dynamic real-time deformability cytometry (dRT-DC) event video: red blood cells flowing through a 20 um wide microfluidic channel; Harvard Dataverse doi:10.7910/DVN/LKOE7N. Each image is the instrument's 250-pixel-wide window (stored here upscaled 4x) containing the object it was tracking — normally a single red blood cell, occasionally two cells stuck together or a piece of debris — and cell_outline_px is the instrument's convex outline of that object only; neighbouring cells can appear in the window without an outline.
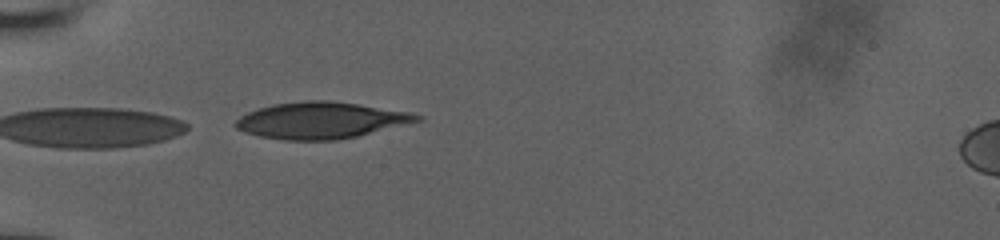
{"species": "human", "species_latin": "Homo sapiens", "temperature_condition": "room temperature", "stored_images_in_passage": 17, "camera_frame_rate_fps": 3000, "um_per_image_px": 0.085, "donor": {"sex": "male"}, "frame": {"image": 1, "passage_image": 6, "time_ms": 4.333, "image_size_px": [1000, 240], "cell_outline_px": [[424, 120], [356, 136], [336, 140], [284, 140], [260, 136], [244, 132], [236, 128], [232, 124], [240, 116], [248, 112], [272, 104], [304, 100], [328, 100], [356, 104], [408, 112], [424, 116]], "centroid_in_image_um": [27.25, 10.23], "position_along_channel_um": 57.8, "area_um2": 38.44}}
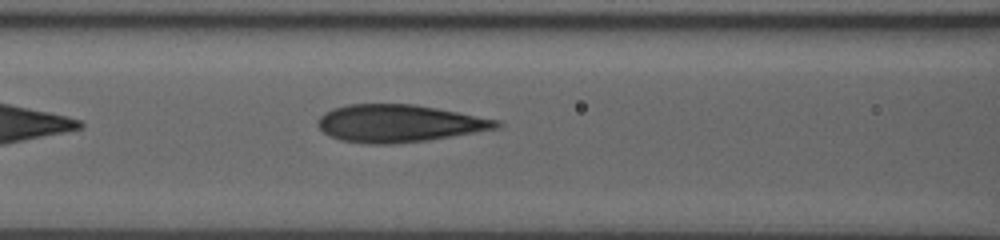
{"frame": {"image": 2, "passage_image": 12, "time_ms": 6.667, "image_size_px": [1000, 240], "cell_outline_px": [[504, 124], [500, 128], [428, 140], [392, 144], [368, 144], [340, 140], [324, 132], [316, 124], [316, 120], [324, 112], [332, 108], [348, 104], [416, 104], [500, 120]], "centroid_in_image_um": [33.92, 10.48], "position_along_channel_um": 132.7, "area_um2": 39.19}}
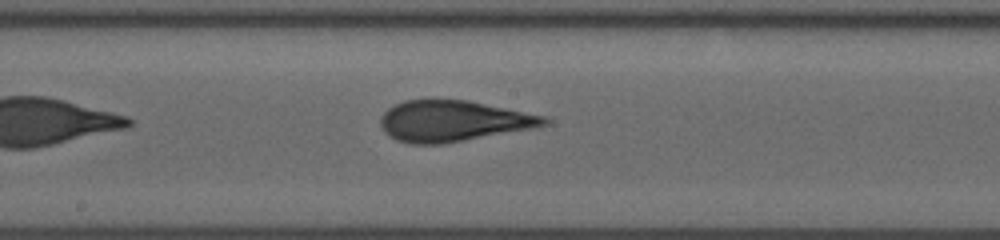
{"frame": {"image": 3, "passage_image": 17, "time_ms": 8.667, "image_size_px": [1000, 240], "cell_outline_px": [[552, 120], [548, 124], [532, 128], [444, 144], [412, 144], [396, 140], [388, 136], [384, 132], [380, 124], [380, 116], [388, 108], [404, 100], [468, 100], [548, 116]], "centroid_in_image_um": [38.53, 10.29], "position_along_channel_um": 209.7, "area_um2": 39.25}}